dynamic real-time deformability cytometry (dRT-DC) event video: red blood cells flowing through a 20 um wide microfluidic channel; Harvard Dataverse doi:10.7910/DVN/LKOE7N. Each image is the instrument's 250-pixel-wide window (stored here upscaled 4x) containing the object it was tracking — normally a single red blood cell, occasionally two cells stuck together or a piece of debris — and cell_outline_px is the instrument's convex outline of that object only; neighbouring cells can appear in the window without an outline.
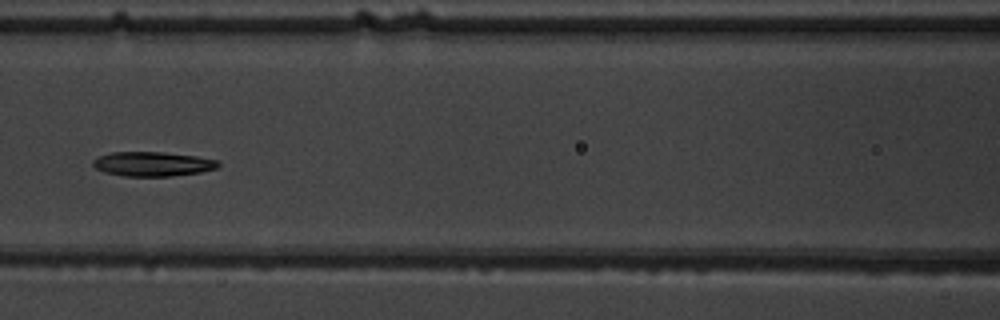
{"species": "common noctule bat (a hibernating species)", "species_latin": "Nyctalus noctula", "temperature_condition": "warm", "stored_images_in_passage": 8, "camera_frame_rate_fps": 3000, "um_per_image_px": 0.085, "animal": {"sex": "male", "body_mass_g": 19.5, "forearm_length_mm": 54.6}, "frame": {"image": 1, "passage_image": 8, "time_ms": 8.0, "image_size_px": [1000, 320], "cell_outline_px": [[220, 164], [216, 168], [200, 172], [172, 176], [124, 176], [104, 172], [96, 168], [92, 164], [92, 160], [96, 156], [112, 152], [164, 152], [196, 156], [216, 160]], "centroid_in_image_um": [12.92, 13.93], "position_along_channel_um": 153.7, "area_um2": 17.86}}